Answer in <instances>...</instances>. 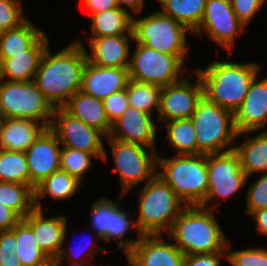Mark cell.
I'll list each match as a JSON object with an SVG mask.
<instances>
[{
    "mask_svg": "<svg viewBox=\"0 0 267 266\" xmlns=\"http://www.w3.org/2000/svg\"><path fill=\"white\" fill-rule=\"evenodd\" d=\"M260 69L255 62L211 61L206 68L194 71L202 81L203 96L234 113L242 105Z\"/></svg>",
    "mask_w": 267,
    "mask_h": 266,
    "instance_id": "2",
    "label": "cell"
},
{
    "mask_svg": "<svg viewBox=\"0 0 267 266\" xmlns=\"http://www.w3.org/2000/svg\"><path fill=\"white\" fill-rule=\"evenodd\" d=\"M187 207L157 174L139 192L136 224L142 235H167L174 221Z\"/></svg>",
    "mask_w": 267,
    "mask_h": 266,
    "instance_id": "4",
    "label": "cell"
},
{
    "mask_svg": "<svg viewBox=\"0 0 267 266\" xmlns=\"http://www.w3.org/2000/svg\"><path fill=\"white\" fill-rule=\"evenodd\" d=\"M61 144L56 134L45 128L25 152L30 187H35L52 173L60 170Z\"/></svg>",
    "mask_w": 267,
    "mask_h": 266,
    "instance_id": "16",
    "label": "cell"
},
{
    "mask_svg": "<svg viewBox=\"0 0 267 266\" xmlns=\"http://www.w3.org/2000/svg\"><path fill=\"white\" fill-rule=\"evenodd\" d=\"M185 64L176 55L162 53L141 43H136L135 50L130 56L129 78L137 82L163 87L174 84L185 77L181 73L186 70Z\"/></svg>",
    "mask_w": 267,
    "mask_h": 266,
    "instance_id": "10",
    "label": "cell"
},
{
    "mask_svg": "<svg viewBox=\"0 0 267 266\" xmlns=\"http://www.w3.org/2000/svg\"><path fill=\"white\" fill-rule=\"evenodd\" d=\"M21 219L14 210L0 203V231L11 230Z\"/></svg>",
    "mask_w": 267,
    "mask_h": 266,
    "instance_id": "45",
    "label": "cell"
},
{
    "mask_svg": "<svg viewBox=\"0 0 267 266\" xmlns=\"http://www.w3.org/2000/svg\"><path fill=\"white\" fill-rule=\"evenodd\" d=\"M239 146L234 145L242 171L250 177L255 173H267V127L255 136L245 138Z\"/></svg>",
    "mask_w": 267,
    "mask_h": 266,
    "instance_id": "26",
    "label": "cell"
},
{
    "mask_svg": "<svg viewBox=\"0 0 267 266\" xmlns=\"http://www.w3.org/2000/svg\"><path fill=\"white\" fill-rule=\"evenodd\" d=\"M191 120L197 140V154H216L234 149L238 132L234 128L232 111L202 96Z\"/></svg>",
    "mask_w": 267,
    "mask_h": 266,
    "instance_id": "6",
    "label": "cell"
},
{
    "mask_svg": "<svg viewBox=\"0 0 267 266\" xmlns=\"http://www.w3.org/2000/svg\"><path fill=\"white\" fill-rule=\"evenodd\" d=\"M229 240L226 244L227 259L232 266H267V248H247L241 250H229Z\"/></svg>",
    "mask_w": 267,
    "mask_h": 266,
    "instance_id": "37",
    "label": "cell"
},
{
    "mask_svg": "<svg viewBox=\"0 0 267 266\" xmlns=\"http://www.w3.org/2000/svg\"><path fill=\"white\" fill-rule=\"evenodd\" d=\"M23 220L31 227L38 247L54 261L66 239L65 216L45 218L43 210L35 207Z\"/></svg>",
    "mask_w": 267,
    "mask_h": 266,
    "instance_id": "20",
    "label": "cell"
},
{
    "mask_svg": "<svg viewBox=\"0 0 267 266\" xmlns=\"http://www.w3.org/2000/svg\"><path fill=\"white\" fill-rule=\"evenodd\" d=\"M129 68L99 67L87 60L82 74L81 91L103 100L127 87Z\"/></svg>",
    "mask_w": 267,
    "mask_h": 266,
    "instance_id": "22",
    "label": "cell"
},
{
    "mask_svg": "<svg viewBox=\"0 0 267 266\" xmlns=\"http://www.w3.org/2000/svg\"><path fill=\"white\" fill-rule=\"evenodd\" d=\"M158 126L152 115L128 106L122 116L112 124L110 138L156 149Z\"/></svg>",
    "mask_w": 267,
    "mask_h": 266,
    "instance_id": "19",
    "label": "cell"
},
{
    "mask_svg": "<svg viewBox=\"0 0 267 266\" xmlns=\"http://www.w3.org/2000/svg\"><path fill=\"white\" fill-rule=\"evenodd\" d=\"M63 108L89 127L100 131L106 138L109 137L112 124L107 117L101 99L85 94L80 90L68 100Z\"/></svg>",
    "mask_w": 267,
    "mask_h": 266,
    "instance_id": "25",
    "label": "cell"
},
{
    "mask_svg": "<svg viewBox=\"0 0 267 266\" xmlns=\"http://www.w3.org/2000/svg\"><path fill=\"white\" fill-rule=\"evenodd\" d=\"M44 34L25 54L12 55L0 62V79L8 81H33L44 51L49 46Z\"/></svg>",
    "mask_w": 267,
    "mask_h": 266,
    "instance_id": "23",
    "label": "cell"
},
{
    "mask_svg": "<svg viewBox=\"0 0 267 266\" xmlns=\"http://www.w3.org/2000/svg\"><path fill=\"white\" fill-rule=\"evenodd\" d=\"M134 43H141L159 52L176 55L184 63L189 46L186 33L192 32L182 23L175 21L160 11L143 18L133 16Z\"/></svg>",
    "mask_w": 267,
    "mask_h": 266,
    "instance_id": "7",
    "label": "cell"
},
{
    "mask_svg": "<svg viewBox=\"0 0 267 266\" xmlns=\"http://www.w3.org/2000/svg\"><path fill=\"white\" fill-rule=\"evenodd\" d=\"M88 18H91L92 33L89 37L133 34V15L120 7L93 14Z\"/></svg>",
    "mask_w": 267,
    "mask_h": 266,
    "instance_id": "28",
    "label": "cell"
},
{
    "mask_svg": "<svg viewBox=\"0 0 267 266\" xmlns=\"http://www.w3.org/2000/svg\"><path fill=\"white\" fill-rule=\"evenodd\" d=\"M144 1L145 0H116L118 7L124 10L130 9V11L135 14L141 13L144 8Z\"/></svg>",
    "mask_w": 267,
    "mask_h": 266,
    "instance_id": "48",
    "label": "cell"
},
{
    "mask_svg": "<svg viewBox=\"0 0 267 266\" xmlns=\"http://www.w3.org/2000/svg\"><path fill=\"white\" fill-rule=\"evenodd\" d=\"M96 157L94 154L81 150L61 147L60 152V170L65 171L71 176L76 177L83 182L85 173L92 166V159ZM84 176V177H83Z\"/></svg>",
    "mask_w": 267,
    "mask_h": 266,
    "instance_id": "36",
    "label": "cell"
},
{
    "mask_svg": "<svg viewBox=\"0 0 267 266\" xmlns=\"http://www.w3.org/2000/svg\"><path fill=\"white\" fill-rule=\"evenodd\" d=\"M161 89L158 85L130 79L126 87L129 106L151 115L154 108L158 112Z\"/></svg>",
    "mask_w": 267,
    "mask_h": 266,
    "instance_id": "34",
    "label": "cell"
},
{
    "mask_svg": "<svg viewBox=\"0 0 267 266\" xmlns=\"http://www.w3.org/2000/svg\"><path fill=\"white\" fill-rule=\"evenodd\" d=\"M230 3L236 17L247 27L261 10L265 0H230Z\"/></svg>",
    "mask_w": 267,
    "mask_h": 266,
    "instance_id": "43",
    "label": "cell"
},
{
    "mask_svg": "<svg viewBox=\"0 0 267 266\" xmlns=\"http://www.w3.org/2000/svg\"><path fill=\"white\" fill-rule=\"evenodd\" d=\"M16 240L11 230L0 231V266H21L16 256Z\"/></svg>",
    "mask_w": 267,
    "mask_h": 266,
    "instance_id": "41",
    "label": "cell"
},
{
    "mask_svg": "<svg viewBox=\"0 0 267 266\" xmlns=\"http://www.w3.org/2000/svg\"><path fill=\"white\" fill-rule=\"evenodd\" d=\"M214 211L200 205L187 206L174 221L167 236L185 255L226 251L228 239Z\"/></svg>",
    "mask_w": 267,
    "mask_h": 266,
    "instance_id": "3",
    "label": "cell"
},
{
    "mask_svg": "<svg viewBox=\"0 0 267 266\" xmlns=\"http://www.w3.org/2000/svg\"><path fill=\"white\" fill-rule=\"evenodd\" d=\"M245 25L236 17L230 0H207L199 27L192 33L205 36L231 52L235 38L243 32Z\"/></svg>",
    "mask_w": 267,
    "mask_h": 266,
    "instance_id": "14",
    "label": "cell"
},
{
    "mask_svg": "<svg viewBox=\"0 0 267 266\" xmlns=\"http://www.w3.org/2000/svg\"><path fill=\"white\" fill-rule=\"evenodd\" d=\"M87 60L83 42L77 39L56 54L46 48L33 81L54 108L63 107L81 90Z\"/></svg>",
    "mask_w": 267,
    "mask_h": 266,
    "instance_id": "1",
    "label": "cell"
},
{
    "mask_svg": "<svg viewBox=\"0 0 267 266\" xmlns=\"http://www.w3.org/2000/svg\"><path fill=\"white\" fill-rule=\"evenodd\" d=\"M82 182L63 170L52 173L34 189V205L42 209L40 200L47 195L56 200H64L74 196Z\"/></svg>",
    "mask_w": 267,
    "mask_h": 266,
    "instance_id": "30",
    "label": "cell"
},
{
    "mask_svg": "<svg viewBox=\"0 0 267 266\" xmlns=\"http://www.w3.org/2000/svg\"><path fill=\"white\" fill-rule=\"evenodd\" d=\"M0 182L22 183L30 186L25 152L0 149Z\"/></svg>",
    "mask_w": 267,
    "mask_h": 266,
    "instance_id": "35",
    "label": "cell"
},
{
    "mask_svg": "<svg viewBox=\"0 0 267 266\" xmlns=\"http://www.w3.org/2000/svg\"><path fill=\"white\" fill-rule=\"evenodd\" d=\"M84 6L89 10L88 17L109 9L118 7L116 0H83Z\"/></svg>",
    "mask_w": 267,
    "mask_h": 266,
    "instance_id": "46",
    "label": "cell"
},
{
    "mask_svg": "<svg viewBox=\"0 0 267 266\" xmlns=\"http://www.w3.org/2000/svg\"><path fill=\"white\" fill-rule=\"evenodd\" d=\"M102 101L111 124L118 120L129 106L126 89L111 94Z\"/></svg>",
    "mask_w": 267,
    "mask_h": 266,
    "instance_id": "42",
    "label": "cell"
},
{
    "mask_svg": "<svg viewBox=\"0 0 267 266\" xmlns=\"http://www.w3.org/2000/svg\"><path fill=\"white\" fill-rule=\"evenodd\" d=\"M156 174L160 176L187 206L201 205L208 193L207 155H157Z\"/></svg>",
    "mask_w": 267,
    "mask_h": 266,
    "instance_id": "5",
    "label": "cell"
},
{
    "mask_svg": "<svg viewBox=\"0 0 267 266\" xmlns=\"http://www.w3.org/2000/svg\"><path fill=\"white\" fill-rule=\"evenodd\" d=\"M43 35L44 32L28 19L16 28L1 32L0 62L12 55L25 54Z\"/></svg>",
    "mask_w": 267,
    "mask_h": 266,
    "instance_id": "27",
    "label": "cell"
},
{
    "mask_svg": "<svg viewBox=\"0 0 267 266\" xmlns=\"http://www.w3.org/2000/svg\"><path fill=\"white\" fill-rule=\"evenodd\" d=\"M167 139L175 155H197V140L191 118L165 122Z\"/></svg>",
    "mask_w": 267,
    "mask_h": 266,
    "instance_id": "33",
    "label": "cell"
},
{
    "mask_svg": "<svg viewBox=\"0 0 267 266\" xmlns=\"http://www.w3.org/2000/svg\"><path fill=\"white\" fill-rule=\"evenodd\" d=\"M227 259L226 251L185 255L182 266H221V258Z\"/></svg>",
    "mask_w": 267,
    "mask_h": 266,
    "instance_id": "44",
    "label": "cell"
},
{
    "mask_svg": "<svg viewBox=\"0 0 267 266\" xmlns=\"http://www.w3.org/2000/svg\"><path fill=\"white\" fill-rule=\"evenodd\" d=\"M208 193L205 201L200 205L214 210L217 205H211V200L227 199L236 194L247 183L249 177L242 171L240 160L234 150L208 154Z\"/></svg>",
    "mask_w": 267,
    "mask_h": 266,
    "instance_id": "11",
    "label": "cell"
},
{
    "mask_svg": "<svg viewBox=\"0 0 267 266\" xmlns=\"http://www.w3.org/2000/svg\"><path fill=\"white\" fill-rule=\"evenodd\" d=\"M250 216L256 220L258 233L267 236V208L254 211Z\"/></svg>",
    "mask_w": 267,
    "mask_h": 266,
    "instance_id": "47",
    "label": "cell"
},
{
    "mask_svg": "<svg viewBox=\"0 0 267 266\" xmlns=\"http://www.w3.org/2000/svg\"><path fill=\"white\" fill-rule=\"evenodd\" d=\"M196 82L190 84L188 79L192 77L190 73L188 77L182 80L163 86L160 93V104L157 122H169L172 120H180L191 118L195 111L198 101L203 96V84L196 73Z\"/></svg>",
    "mask_w": 267,
    "mask_h": 266,
    "instance_id": "15",
    "label": "cell"
},
{
    "mask_svg": "<svg viewBox=\"0 0 267 266\" xmlns=\"http://www.w3.org/2000/svg\"><path fill=\"white\" fill-rule=\"evenodd\" d=\"M113 202L109 198H99L92 204L91 227L96 232L95 236L102 240L108 241L116 239L118 248L122 249L127 254L135 244L140 240L142 234L133 219L129 218L130 213L120 209L118 202ZM132 228L137 232V239H123V236Z\"/></svg>",
    "mask_w": 267,
    "mask_h": 266,
    "instance_id": "12",
    "label": "cell"
},
{
    "mask_svg": "<svg viewBox=\"0 0 267 266\" xmlns=\"http://www.w3.org/2000/svg\"><path fill=\"white\" fill-rule=\"evenodd\" d=\"M185 254L162 235H142L126 254L130 266H182Z\"/></svg>",
    "mask_w": 267,
    "mask_h": 266,
    "instance_id": "18",
    "label": "cell"
},
{
    "mask_svg": "<svg viewBox=\"0 0 267 266\" xmlns=\"http://www.w3.org/2000/svg\"><path fill=\"white\" fill-rule=\"evenodd\" d=\"M112 151L115 169L118 172L121 183V200L135 186L142 182L151 180L157 171L156 149L143 147L140 145L122 142L107 137ZM150 152H147V150ZM146 180V181H145Z\"/></svg>",
    "mask_w": 267,
    "mask_h": 266,
    "instance_id": "9",
    "label": "cell"
},
{
    "mask_svg": "<svg viewBox=\"0 0 267 266\" xmlns=\"http://www.w3.org/2000/svg\"><path fill=\"white\" fill-rule=\"evenodd\" d=\"M11 231L16 240V256L21 266H52L53 261L37 245L31 227L21 219Z\"/></svg>",
    "mask_w": 267,
    "mask_h": 266,
    "instance_id": "29",
    "label": "cell"
},
{
    "mask_svg": "<svg viewBox=\"0 0 267 266\" xmlns=\"http://www.w3.org/2000/svg\"><path fill=\"white\" fill-rule=\"evenodd\" d=\"M49 128L56 134L61 147L91 153L96 158L107 162V152L102 141L105 136L97 129L73 117L63 107L54 109Z\"/></svg>",
    "mask_w": 267,
    "mask_h": 266,
    "instance_id": "13",
    "label": "cell"
},
{
    "mask_svg": "<svg viewBox=\"0 0 267 266\" xmlns=\"http://www.w3.org/2000/svg\"><path fill=\"white\" fill-rule=\"evenodd\" d=\"M161 13L182 23L192 33L199 27L207 0H156Z\"/></svg>",
    "mask_w": 267,
    "mask_h": 266,
    "instance_id": "31",
    "label": "cell"
},
{
    "mask_svg": "<svg viewBox=\"0 0 267 266\" xmlns=\"http://www.w3.org/2000/svg\"><path fill=\"white\" fill-rule=\"evenodd\" d=\"M54 107L34 81L0 79V117L35 120L49 128Z\"/></svg>",
    "mask_w": 267,
    "mask_h": 266,
    "instance_id": "8",
    "label": "cell"
},
{
    "mask_svg": "<svg viewBox=\"0 0 267 266\" xmlns=\"http://www.w3.org/2000/svg\"><path fill=\"white\" fill-rule=\"evenodd\" d=\"M45 128L35 120L1 118L0 149L26 152Z\"/></svg>",
    "mask_w": 267,
    "mask_h": 266,
    "instance_id": "24",
    "label": "cell"
},
{
    "mask_svg": "<svg viewBox=\"0 0 267 266\" xmlns=\"http://www.w3.org/2000/svg\"><path fill=\"white\" fill-rule=\"evenodd\" d=\"M92 242L91 243H87V245L85 244V246H86V249H87V251H86V249L84 248L85 246L83 245V246H77V247H73L72 249H70V250H67V248H61V251H60V253H59V255L56 257V259L53 261V265L54 266H60L61 265V263H62V261L64 260V259H67V257L68 258H70V261H67V262H70L68 265L69 266H86V265H88V263H89V265L91 266V262L89 261L90 259L92 260L93 258H94V256H92V255H94L93 254V250L97 253V252H99V253H101L102 251H103V248L102 247H100L99 249H98V247L97 246H95L96 244H94V241L95 240H91ZM82 244V243H81ZM96 248H95V247ZM81 247L83 248L82 249V251H80V249H81ZM95 248V249H93V248ZM84 250V251H83ZM79 251H80V253H79ZM82 252V253H81ZM84 253V254H83ZM89 253V254H88ZM85 255V257H86V259H81V257L82 256H84ZM92 257V258H91ZM81 259V260H80ZM88 259V260H87ZM89 261V262H88Z\"/></svg>",
    "mask_w": 267,
    "mask_h": 266,
    "instance_id": "40",
    "label": "cell"
},
{
    "mask_svg": "<svg viewBox=\"0 0 267 266\" xmlns=\"http://www.w3.org/2000/svg\"><path fill=\"white\" fill-rule=\"evenodd\" d=\"M0 203L23 219L35 208L34 190L22 183L0 182Z\"/></svg>",
    "mask_w": 267,
    "mask_h": 266,
    "instance_id": "32",
    "label": "cell"
},
{
    "mask_svg": "<svg viewBox=\"0 0 267 266\" xmlns=\"http://www.w3.org/2000/svg\"><path fill=\"white\" fill-rule=\"evenodd\" d=\"M26 20L20 0H0V33L16 28Z\"/></svg>",
    "mask_w": 267,
    "mask_h": 266,
    "instance_id": "38",
    "label": "cell"
},
{
    "mask_svg": "<svg viewBox=\"0 0 267 266\" xmlns=\"http://www.w3.org/2000/svg\"><path fill=\"white\" fill-rule=\"evenodd\" d=\"M133 34L116 36L88 37L92 54L86 51L90 63L105 68H129L130 65V39Z\"/></svg>",
    "mask_w": 267,
    "mask_h": 266,
    "instance_id": "21",
    "label": "cell"
},
{
    "mask_svg": "<svg viewBox=\"0 0 267 266\" xmlns=\"http://www.w3.org/2000/svg\"><path fill=\"white\" fill-rule=\"evenodd\" d=\"M251 82L242 105L233 113L237 136L260 131L267 126V77Z\"/></svg>",
    "mask_w": 267,
    "mask_h": 266,
    "instance_id": "17",
    "label": "cell"
},
{
    "mask_svg": "<svg viewBox=\"0 0 267 266\" xmlns=\"http://www.w3.org/2000/svg\"><path fill=\"white\" fill-rule=\"evenodd\" d=\"M246 214L267 208V173L254 181L246 193Z\"/></svg>",
    "mask_w": 267,
    "mask_h": 266,
    "instance_id": "39",
    "label": "cell"
}]
</instances>
